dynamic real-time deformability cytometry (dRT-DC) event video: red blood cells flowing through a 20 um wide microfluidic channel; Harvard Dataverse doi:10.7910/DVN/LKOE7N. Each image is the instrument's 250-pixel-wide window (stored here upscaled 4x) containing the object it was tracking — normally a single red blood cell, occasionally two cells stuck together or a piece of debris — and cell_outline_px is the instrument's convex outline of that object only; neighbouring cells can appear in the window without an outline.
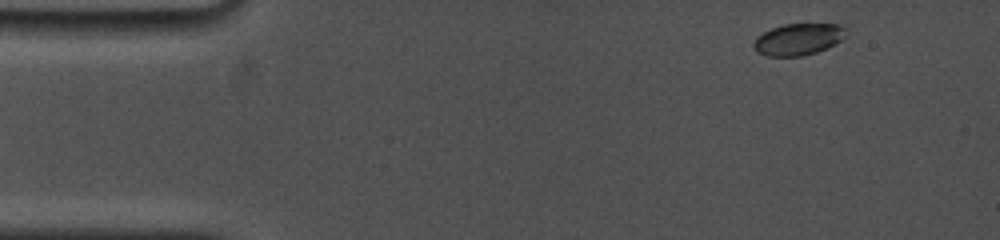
{"species": "common noctule bat (a hibernating species)", "species_latin": "Nyctalus noctula", "temperature_condition": "cold", "stored_images_in_passage": 32, "camera_frame_rate_fps": 5000, "um_per_image_px": 0.085, "animal": {"sex": "female", "body_mass_g": 19.0, "forearm_length_mm": 53.3}, "frame": {"image": 1, "passage_image": 1, "time_ms": 0.0, "image_size_px": [1000, 240], "cell_outline_px": [[848, 32], [836, 44], [828, 48], [804, 56], [768, 56], [756, 52], [752, 44], [756, 36], [772, 28], [784, 24], [840, 24], [848, 28]], "centroid_in_image_um": [67.87, 3.34], "position_along_channel_um": 17.1, "area_um2": 17.28}}
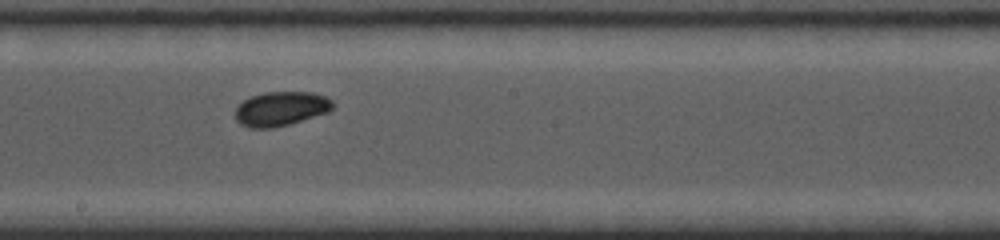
{"frame": {"image": 2, "passage_image": 16, "time_ms": 8.0, "image_size_px": [1000, 240], "cell_outline_px": [[336, 104], [328, 112], [288, 124], [272, 128], [248, 128], [240, 124], [236, 120], [236, 108], [244, 100], [252, 96], [264, 92], [312, 92], [324, 96], [332, 100]], "centroid_in_image_um": [23.88, 9.24], "position_along_channel_um": 224.3, "area_um2": 19.42}}
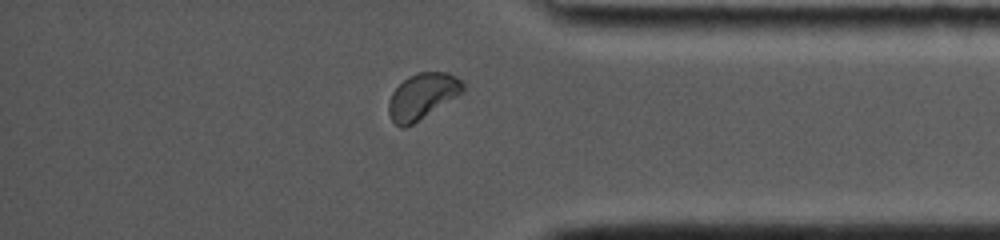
{"frame": {"image": 3, "passage_image": 27, "time_ms": 12.8, "image_size_px": [1000, 240], "cell_outline_px": [[464, 88], [460, 92], [412, 124], [404, 128], [400, 128], [392, 120], [388, 112], [388, 100], [392, 92], [408, 76], [420, 72], [448, 72], [456, 76], [464, 84]], "centroid_in_image_um": [35.83, 8.16], "position_along_channel_um": 399.4, "area_um2": 19.19}, "authors_computed_cell_mechanics": {"area_um2": 18.8139, "velocity_mm_per_s": 3.7102, "shape_relaxation_time_tau1_ms": 3.5435, "shape_relaxation_time_tau2_ms": null, "deformation_change_tau1": 0.1018, "deformation_change_tau2": null}}